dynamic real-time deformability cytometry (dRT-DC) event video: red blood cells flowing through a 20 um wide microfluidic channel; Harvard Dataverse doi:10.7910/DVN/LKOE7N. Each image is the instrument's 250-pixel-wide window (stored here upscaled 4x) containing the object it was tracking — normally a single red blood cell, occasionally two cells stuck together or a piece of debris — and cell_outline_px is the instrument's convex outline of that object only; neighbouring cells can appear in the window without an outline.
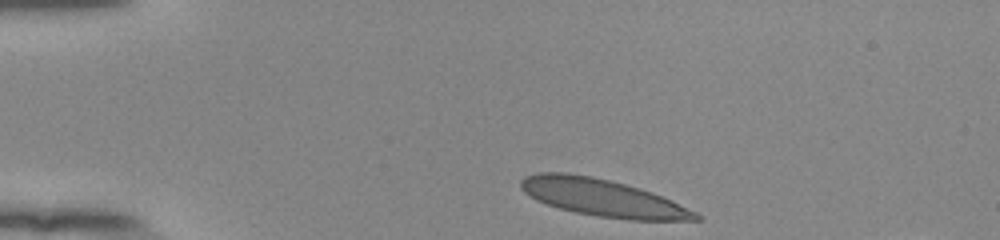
{"species": "human", "species_latin": "Homo sapiens", "temperature_condition": "room temperature", "stored_images_in_passage": 36, "camera_frame_rate_fps": 3000, "um_per_image_px": 0.085, "donor": {"sex": "female"}, "frame": {"image": 1, "passage_image": 1, "time_ms": 0.0, "image_size_px": [1000, 240], "cell_outline_px": [[704, 216], [700, 220], [628, 220], [600, 216], [576, 212], [560, 208], [536, 200], [524, 192], [520, 188], [520, 180], [524, 176], [536, 172], [564, 172], [592, 176], [640, 188], [652, 192], [696, 212]], "centroid_in_image_um": [51.19, 16.8], "position_along_channel_um": 33.8, "area_um2": 37.69}}
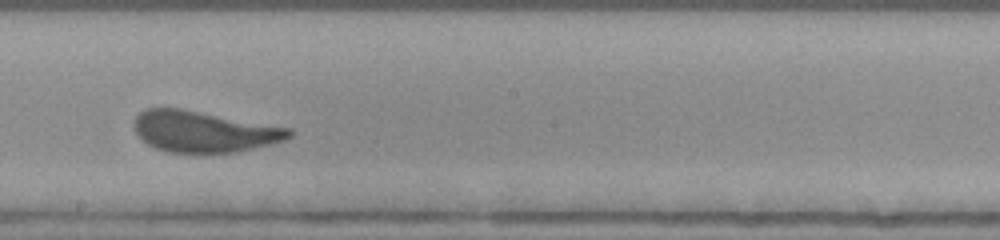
{"frame": {"image": 2, "passage_image": 21, "time_ms": 6.667, "image_size_px": [1000, 240], "cell_outline_px": [[292, 136], [284, 140], [272, 144], [236, 152], [168, 152], [156, 148], [140, 140], [136, 132], [136, 116], [140, 112], [148, 108], [180, 108], [292, 128]], "centroid_in_image_um": [17.35, 11.18], "position_along_channel_um": 230.8, "area_um2": 36.93}}
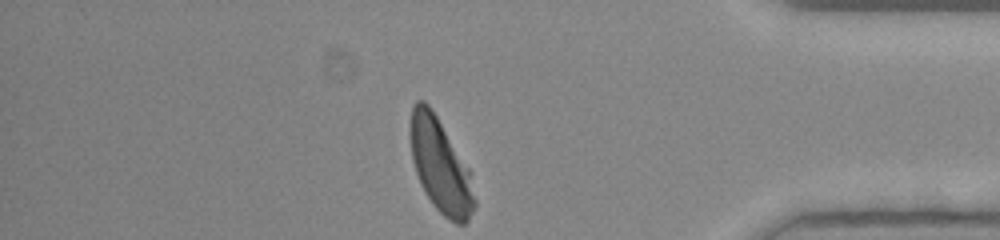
{"frame": {"image": 3, "passage_image": 36, "time_ms": 11.667, "image_size_px": [1000, 240], "cell_outline_px": [[476, 204], [468, 220], [464, 224], [456, 224], [448, 220], [432, 204], [424, 192], [420, 184], [412, 160], [408, 132], [412, 104], [416, 100], [424, 100], [428, 104], [436, 116], [468, 168], [476, 200]], "centroid_in_image_um": [37.39, 14.09], "position_along_channel_um": 397.8, "area_um2": 35.08}, "authors_computed_cell_mechanics": {"area_um2": 37.6278, "velocity_mm_per_s": 3.8632, "shape_relaxation_time_tau1_ms": 4.0939, "shape_relaxation_time_tau2_ms": null, "deformation_change_tau1": 0.1682, "deformation_change_tau2": null}}